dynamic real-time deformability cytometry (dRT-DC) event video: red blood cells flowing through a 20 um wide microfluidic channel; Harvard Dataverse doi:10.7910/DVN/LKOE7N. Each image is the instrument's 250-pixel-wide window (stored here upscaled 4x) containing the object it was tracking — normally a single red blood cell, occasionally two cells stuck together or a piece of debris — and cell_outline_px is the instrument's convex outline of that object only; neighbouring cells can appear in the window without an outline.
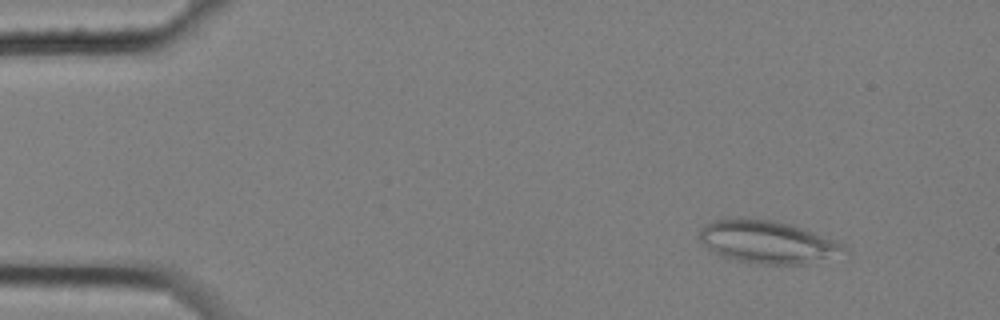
{"species": "common noctule bat (a hibernating species)", "species_latin": "Nyctalus noctula", "temperature_condition": "cold", "stored_images_in_passage": 6, "camera_frame_rate_fps": 3000, "um_per_image_px": 0.085, "animal": {"sex": "female", "body_mass_g": 25.1}, "frame": {"image": 1, "passage_image": 1, "time_ms": 0.0, "image_size_px": [1000, 320], "cell_outline_px": [[848, 260], [808, 264], [760, 264], [720, 256], [708, 248], [700, 240], [700, 228], [716, 220], [744, 216], [772, 220], [792, 224], [836, 240], [844, 244], [848, 248]], "centroid_in_image_um": [65.45, 20.59], "position_along_channel_um": 19.5, "area_um2": 37.34}}
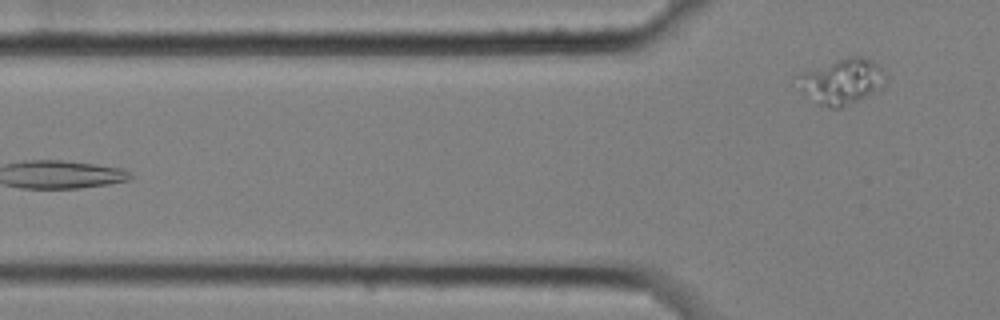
{"frame": {"image": 2, "passage_image": 6, "time_ms": 1.667, "image_size_px": [1000, 320], "cell_outline_px": [[880, 68], [872, 92], [840, 108], [832, 108], [816, 104], [800, 92], [800, 72], [840, 60], [856, 56], [868, 56]], "centroid_in_image_um": [71.38, 6.93], "position_along_channel_um": 54.4, "area_um2": 21.56}}